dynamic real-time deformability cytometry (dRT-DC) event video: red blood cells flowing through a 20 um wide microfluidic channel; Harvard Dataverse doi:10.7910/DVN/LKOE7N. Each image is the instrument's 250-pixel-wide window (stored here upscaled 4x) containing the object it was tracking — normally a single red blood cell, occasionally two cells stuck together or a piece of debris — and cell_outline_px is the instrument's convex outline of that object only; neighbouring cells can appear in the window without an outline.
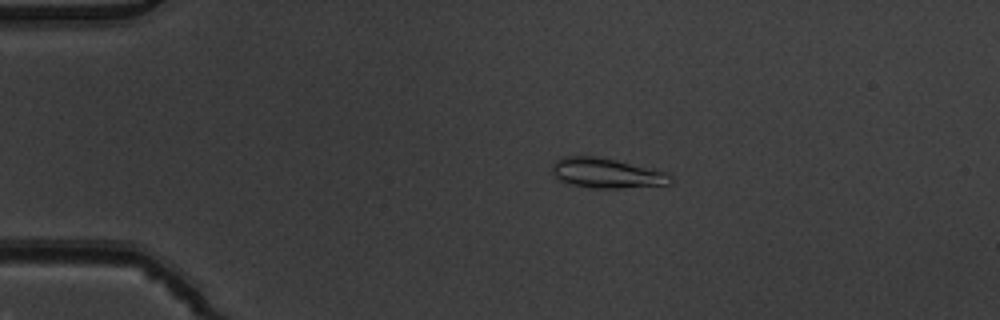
{"species": "common noctule bat (a hibernating species)", "species_latin": "Nyctalus noctula", "temperature_condition": "warm", "stored_images_in_passage": 6, "camera_frame_rate_fps": 3000, "um_per_image_px": 0.085, "animal": {"sex": "male", "body_mass_g": 19.5, "forearm_length_mm": 54.6}, "frame": {"image": 1, "passage_image": 3, "time_ms": 0.667, "image_size_px": [1000, 320], "cell_outline_px": [[672, 184], [620, 188], [592, 188], [572, 184], [556, 180], [552, 172], [552, 164], [560, 156], [596, 156], [616, 160], [668, 172], [672, 180]], "centroid_in_image_um": [51.53, 14.71], "position_along_channel_um": 33.5, "area_um2": 20.81}}